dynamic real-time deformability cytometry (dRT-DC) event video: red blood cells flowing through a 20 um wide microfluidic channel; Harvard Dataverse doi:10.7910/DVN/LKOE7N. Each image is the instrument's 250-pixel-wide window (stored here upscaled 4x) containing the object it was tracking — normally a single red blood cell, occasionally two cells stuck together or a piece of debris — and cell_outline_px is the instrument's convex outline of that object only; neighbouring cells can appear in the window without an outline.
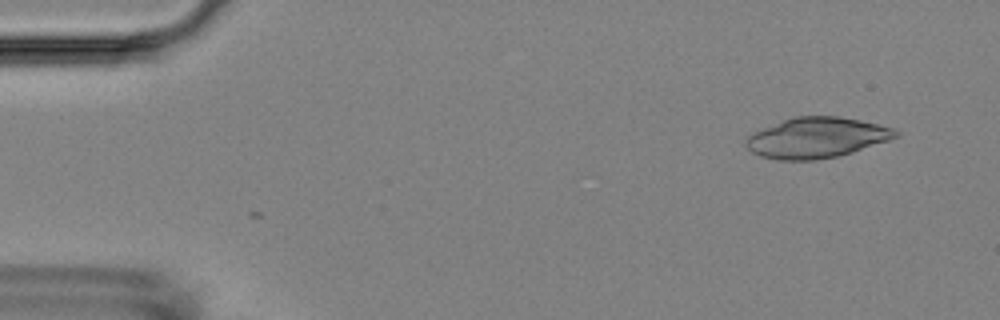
{"species": "Egyptian fruit bat (a non-hibernating species)", "species_latin": "Rousettus aegyptiacus", "temperature_condition": "room temperature", "stored_images_in_passage": 3, "camera_frame_rate_fps": 3000, "um_per_image_px": 0.085, "animal": {"sex": "female"}, "frame": {"image": 1, "passage_image": 2, "time_ms": 0.333, "image_size_px": [1000, 320], "cell_outline_px": [[900, 136], [852, 152], [836, 156], [816, 160], [780, 160], [760, 156], [752, 152], [744, 144], [744, 140], [748, 136], [764, 128], [784, 120], [796, 116], [840, 116], [860, 120], [892, 128], [900, 132]], "centroid_in_image_um": [69.41, 11.71], "position_along_channel_um": 15.6, "area_um2": 34.97}}